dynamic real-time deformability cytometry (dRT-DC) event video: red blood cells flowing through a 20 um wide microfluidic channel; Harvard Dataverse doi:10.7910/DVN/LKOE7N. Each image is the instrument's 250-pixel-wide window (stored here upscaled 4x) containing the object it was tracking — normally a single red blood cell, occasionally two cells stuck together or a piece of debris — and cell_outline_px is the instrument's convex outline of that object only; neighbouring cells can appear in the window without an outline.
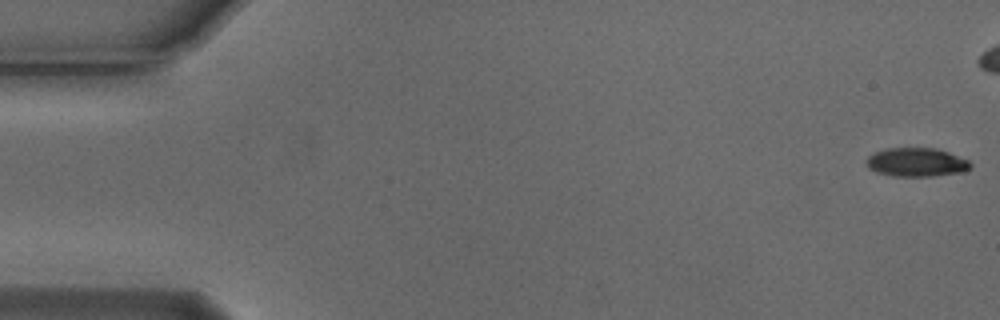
{"species": "Egyptian fruit bat (a non-hibernating species)", "species_latin": "Rousettus aegyptiacus", "temperature_condition": "cold", "stored_images_in_passage": 45, "camera_frame_rate_fps": 3000, "um_per_image_px": 0.085, "animal": {"sex": "male"}, "frame": {"image": 1, "passage_image": 1, "time_ms": 0.0, "image_size_px": [1000, 320], "cell_outline_px": [[972, 168], [964, 172], [932, 176], [892, 176], [876, 172], [868, 168], [864, 164], [864, 160], [868, 156], [876, 152], [888, 148], [936, 148], [948, 152], [968, 160], [972, 164]], "centroid_in_image_um": [77.88, 13.8], "position_along_channel_um": 7.1, "area_um2": 17.63}}
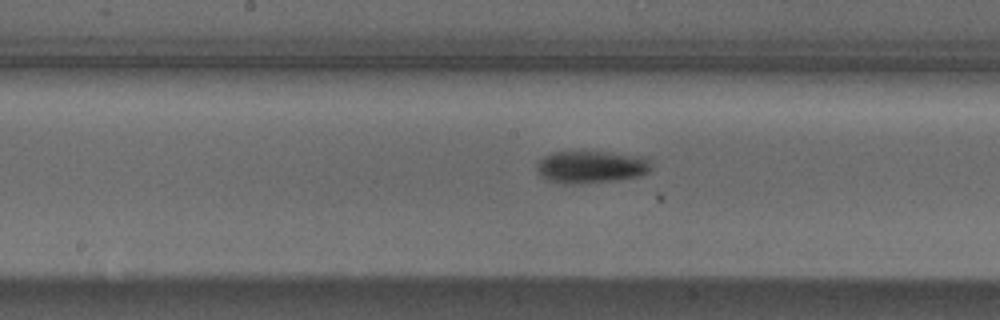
{"frame": {"image": 2, "passage_image": 28, "time_ms": 9.0, "image_size_px": [1000, 320], "cell_outline_px": [[652, 168], [648, 172], [640, 176], [616, 180], [580, 184], [564, 184], [544, 180], [536, 172], [536, 168], [540, 160], [544, 156], [552, 152], [608, 152], [648, 156], [652, 164]], "centroid_in_image_um": [50.27, 14.19], "position_along_channel_um": 197.9, "area_um2": 22.08}}
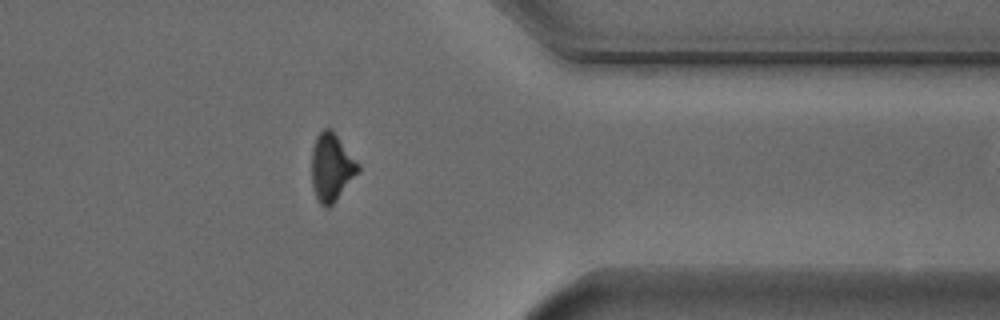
{"frame": {"image": 3, "passage_image": 44, "time_ms": 14.333, "image_size_px": [1000, 320], "cell_outline_px": [[360, 172], [336, 200], [328, 208], [324, 208], [320, 204], [316, 196], [312, 184], [312, 148], [316, 136], [324, 128], [332, 128], [360, 164]], "centroid_in_image_um": [28.2, 14.21], "position_along_channel_um": 383.2, "area_um2": 18.61}}